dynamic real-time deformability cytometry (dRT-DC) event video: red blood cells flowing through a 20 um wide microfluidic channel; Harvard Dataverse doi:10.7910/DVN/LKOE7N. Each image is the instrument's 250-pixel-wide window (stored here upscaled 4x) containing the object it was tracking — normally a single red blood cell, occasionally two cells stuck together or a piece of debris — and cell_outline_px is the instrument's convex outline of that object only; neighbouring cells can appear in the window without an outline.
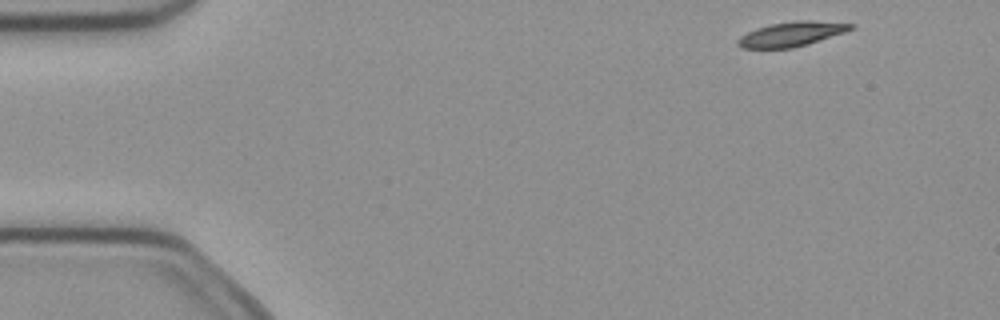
{"species": "common noctule bat (a hibernating species)", "species_latin": "Nyctalus noctula", "temperature_condition": "cold", "stored_images_in_passage": 8, "camera_frame_rate_fps": 3000, "um_per_image_px": 0.085, "animal": {"sex": "female", "body_mass_g": 21.9}, "frame": {"image": 1, "passage_image": 1, "time_ms": 0.0, "image_size_px": [1000, 320], "cell_outline_px": [[856, 28], [808, 44], [792, 48], [740, 48], [736, 44], [736, 40], [740, 36], [756, 28], [772, 24], [796, 20], [812, 20], [856, 24]], "centroid_in_image_um": [67.28, 2.89], "position_along_channel_um": 17.7, "area_um2": 16.24}}
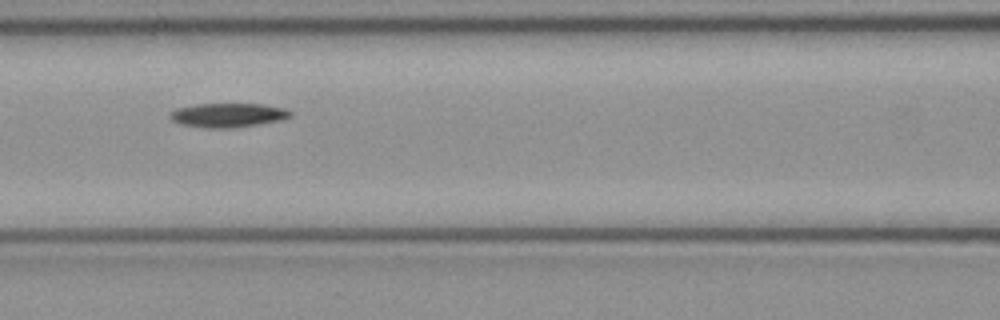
{"frame": {"image": 2, "passage_image": 6, "time_ms": 1.667, "image_size_px": [1000, 320], "cell_outline_px": [[292, 116], [280, 120], [260, 124], [236, 128], [200, 128], [180, 124], [172, 120], [168, 116], [176, 108], [196, 104], [264, 104], [284, 108], [292, 112]], "centroid_in_image_um": [19.37, 9.8], "position_along_channel_um": 147.2, "area_um2": 17.11}}
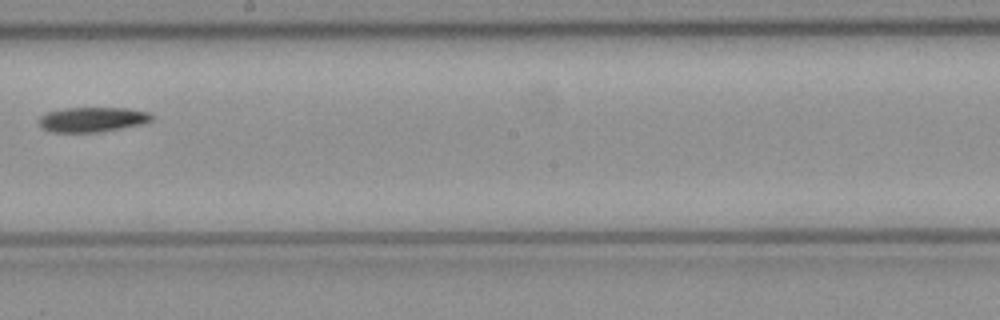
{"frame": {"image": 3, "passage_image": 8, "time_ms": 2.333, "image_size_px": [1000, 320], "cell_outline_px": [[152, 120], [140, 124], [100, 132], [52, 132], [40, 128], [36, 120], [40, 116], [48, 112], [64, 108], [128, 108], [148, 112], [152, 116]], "centroid_in_image_um": [7.77, 10.16], "position_along_channel_um": 240.4, "area_um2": 16.36}}